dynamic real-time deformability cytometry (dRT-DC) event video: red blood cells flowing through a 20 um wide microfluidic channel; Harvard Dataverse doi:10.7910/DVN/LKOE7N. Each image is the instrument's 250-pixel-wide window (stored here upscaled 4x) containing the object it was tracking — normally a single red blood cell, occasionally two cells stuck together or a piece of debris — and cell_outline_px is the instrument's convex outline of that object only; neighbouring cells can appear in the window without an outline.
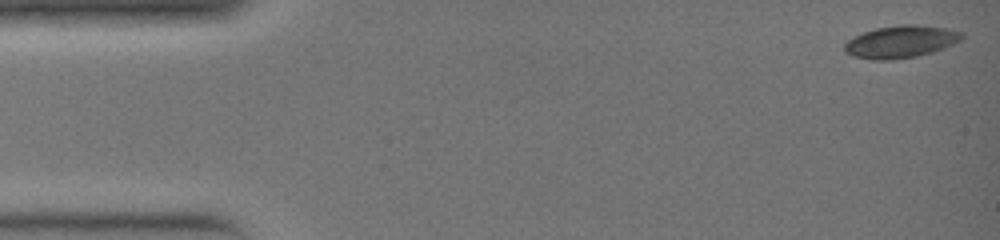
{"species": "common noctule bat (a hibernating species)", "species_latin": "Nyctalus noctula", "temperature_condition": "warm", "stored_images_in_passage": 10, "camera_frame_rate_fps": 3000, "um_per_image_px": 0.085, "animal": {"sex": "female", "body_mass_g": 19.0, "forearm_length_mm": 51.5}, "frame": {"image": 1, "passage_image": 1, "time_ms": 0.0, "image_size_px": [1000, 240], "cell_outline_px": [[964, 36], [960, 40], [944, 48], [932, 52], [916, 56], [888, 60], [872, 60], [852, 56], [844, 52], [844, 44], [848, 40], [864, 32], [876, 28], [900, 24], [916, 24], [948, 28], [964, 32]], "centroid_in_image_um": [76.58, 3.54], "position_along_channel_um": 8.4, "area_um2": 22.2}}